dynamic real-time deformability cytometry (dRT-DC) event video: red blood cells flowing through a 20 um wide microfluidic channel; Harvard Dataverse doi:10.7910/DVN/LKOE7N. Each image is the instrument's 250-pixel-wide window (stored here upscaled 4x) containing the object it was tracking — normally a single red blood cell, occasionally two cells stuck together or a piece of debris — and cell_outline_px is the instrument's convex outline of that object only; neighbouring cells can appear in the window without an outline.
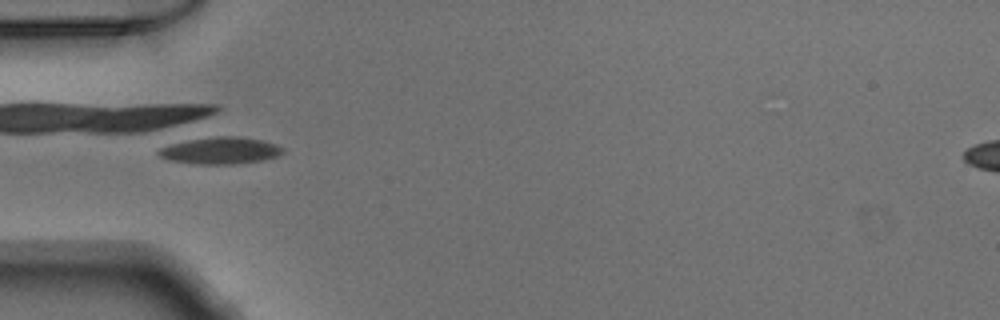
{"species": "Egyptian fruit bat (a non-hibernating species)", "species_latin": "Rousettus aegyptiacus", "temperature_condition": "warm", "stored_images_in_passage": 7, "camera_frame_rate_fps": 3000, "um_per_image_px": 0.085, "animal": {"sex": "male"}, "frame": {"image": 1, "passage_image": 5, "time_ms": 1.333, "image_size_px": [1000, 320], "cell_outline_px": [[284, 152], [276, 156], [260, 160], [236, 164], [196, 164], [168, 160], [160, 156], [156, 152], [160, 148], [172, 144], [188, 140], [216, 136], [240, 136], [264, 140], [276, 144], [284, 148]], "centroid_in_image_um": [18.75, 12.79], "position_along_channel_um": 66.3, "area_um2": 19.42}}